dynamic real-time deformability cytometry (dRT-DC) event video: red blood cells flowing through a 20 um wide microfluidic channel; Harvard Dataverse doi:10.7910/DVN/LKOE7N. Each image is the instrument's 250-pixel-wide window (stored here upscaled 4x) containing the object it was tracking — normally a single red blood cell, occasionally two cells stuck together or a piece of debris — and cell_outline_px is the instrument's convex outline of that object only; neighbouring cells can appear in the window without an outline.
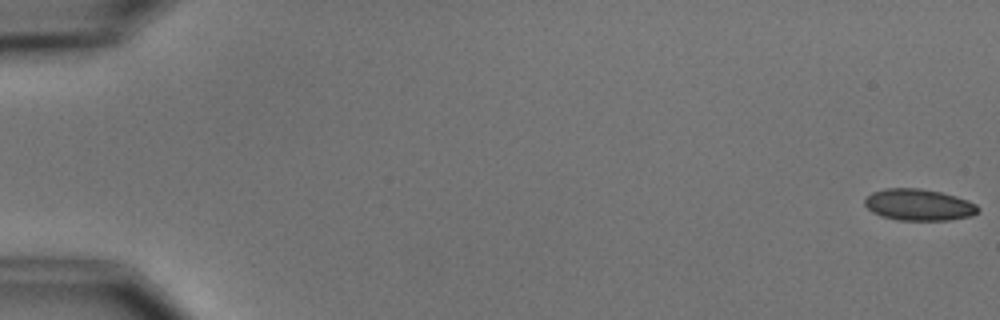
{"species": "common noctule bat (a hibernating species)", "species_latin": "Nyctalus noctula", "temperature_condition": "cold", "stored_images_in_passage": 4, "camera_frame_rate_fps": 3000, "um_per_image_px": 0.085, "animal": {"sex": "male", "body_mass_g": 15.6}, "frame": {"image": 1, "passage_image": 1, "time_ms": 0.0, "image_size_px": [1000, 320], "cell_outline_px": [[980, 208], [972, 216], [948, 220], [896, 220], [880, 216], [872, 212], [864, 204], [864, 200], [872, 192], [884, 188], [920, 188], [940, 192], [956, 196], [968, 200], [976, 204]], "centroid_in_image_um": [78.08, 17.41], "position_along_channel_um": 6.9, "area_um2": 20.92}}